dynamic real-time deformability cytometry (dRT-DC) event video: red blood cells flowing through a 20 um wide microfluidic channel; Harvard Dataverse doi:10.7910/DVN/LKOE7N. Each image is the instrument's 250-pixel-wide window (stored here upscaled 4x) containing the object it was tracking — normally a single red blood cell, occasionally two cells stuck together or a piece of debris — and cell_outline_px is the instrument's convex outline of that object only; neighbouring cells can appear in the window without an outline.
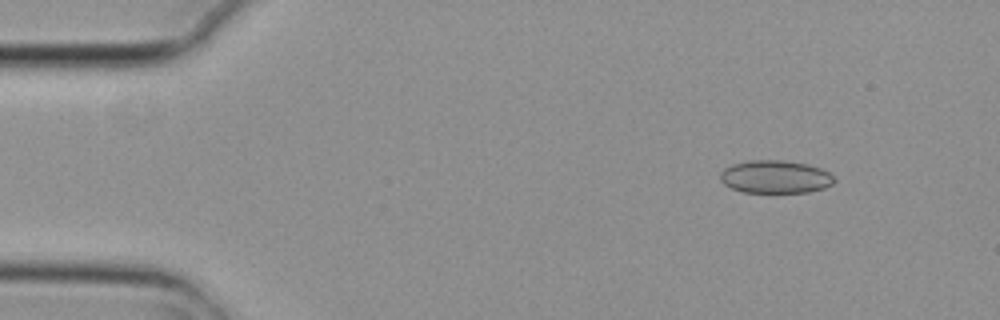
{"species": "common noctule bat (a hibernating species)", "species_latin": "Nyctalus noctula", "temperature_condition": "cold", "stored_images_in_passage": 6, "camera_frame_rate_fps": 3000, "um_per_image_px": 0.085, "animal": {"sex": "female", "body_mass_g": 29.2, "forearm_length_mm": 56.3}, "frame": {"image": 1, "passage_image": 1, "time_ms": 0.0, "image_size_px": [1000, 320], "cell_outline_px": [[836, 180], [832, 184], [824, 188], [808, 192], [744, 192], [732, 188], [724, 184], [720, 180], [720, 172], [724, 168], [732, 164], [748, 160], [784, 160], [808, 164], [820, 168], [828, 172]], "centroid_in_image_um": [65.89, 15.02], "position_along_channel_um": 19.1, "area_um2": 21.91}}
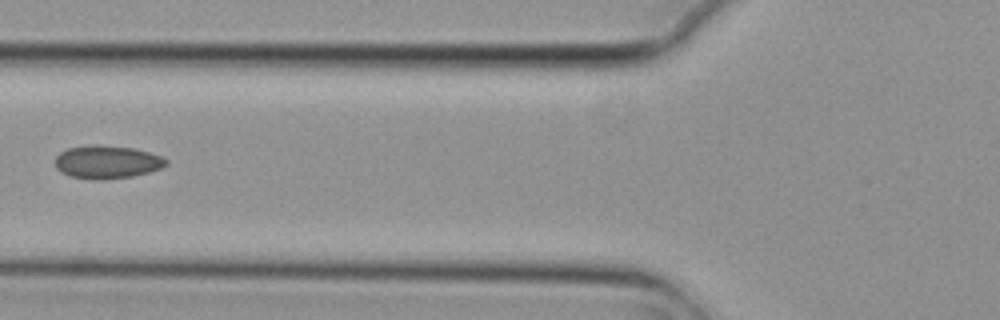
{"frame": {"image": 2, "passage_image": 5, "time_ms": 1.333, "image_size_px": [1000, 320], "cell_outline_px": [[168, 164], [160, 168], [148, 172], [132, 176], [104, 180], [92, 180], [68, 176], [60, 172], [56, 168], [56, 156], [60, 152], [68, 148], [132, 148], [148, 152], [160, 156], [168, 160]], "centroid_in_image_um": [9.09, 13.84], "position_along_channel_um": 116.7, "area_um2": 20.52}}
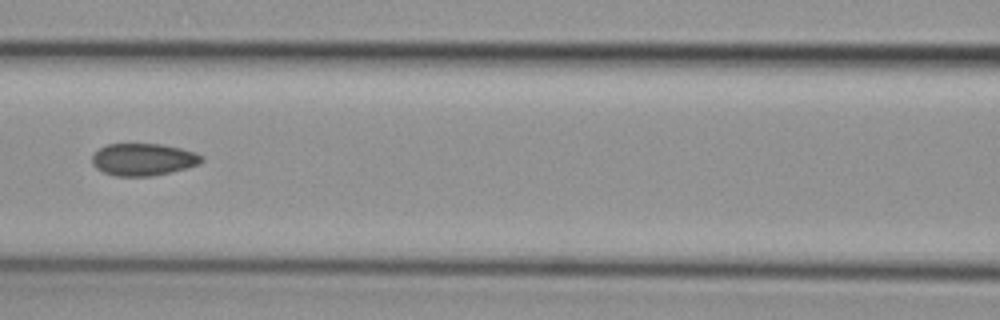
{"frame": {"image": 3, "passage_image": 6, "time_ms": 1.667, "image_size_px": [1000, 320], "cell_outline_px": [[204, 160], [200, 164], [188, 168], [152, 176], [116, 176], [104, 172], [96, 168], [92, 164], [92, 156], [100, 148], [108, 144], [160, 144], [180, 148], [196, 152], [204, 156]], "centroid_in_image_um": [12.22, 13.56], "position_along_channel_um": 154.4, "area_um2": 20.63}}